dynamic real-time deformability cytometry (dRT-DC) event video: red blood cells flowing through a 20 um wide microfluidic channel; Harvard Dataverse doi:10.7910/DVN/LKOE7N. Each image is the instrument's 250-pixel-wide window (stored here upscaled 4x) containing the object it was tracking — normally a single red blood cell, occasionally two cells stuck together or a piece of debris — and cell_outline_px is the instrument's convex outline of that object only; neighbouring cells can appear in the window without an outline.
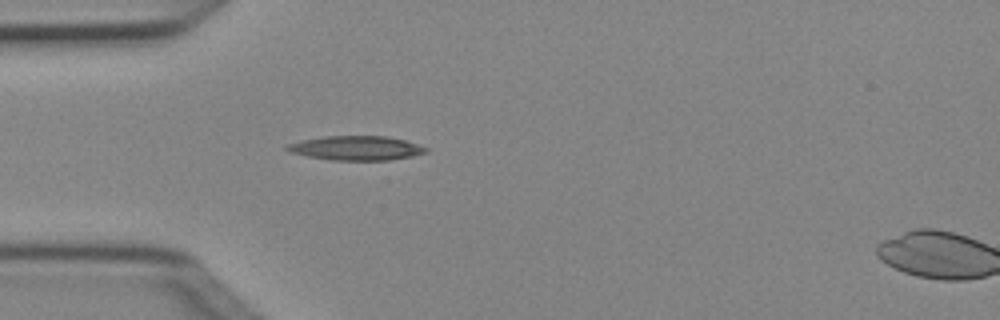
{"species": "Egyptian fruit bat (a non-hibernating species)", "species_latin": "Rousettus aegyptiacus", "temperature_condition": "cold", "stored_images_in_passage": 5, "camera_frame_rate_fps": 3000, "um_per_image_px": 0.085, "animal": {"sex": "female"}, "frame": {"image": 1, "passage_image": 4, "time_ms": 1.0, "image_size_px": [1000, 320], "cell_outline_px": [[428, 152], [412, 156], [388, 160], [332, 160], [308, 156], [288, 152], [284, 148], [288, 144], [300, 140], [324, 136], [388, 136], [404, 140], [428, 148]], "centroid_in_image_um": [30.25, 12.58], "position_along_channel_um": 54.8, "area_um2": 19.65}}